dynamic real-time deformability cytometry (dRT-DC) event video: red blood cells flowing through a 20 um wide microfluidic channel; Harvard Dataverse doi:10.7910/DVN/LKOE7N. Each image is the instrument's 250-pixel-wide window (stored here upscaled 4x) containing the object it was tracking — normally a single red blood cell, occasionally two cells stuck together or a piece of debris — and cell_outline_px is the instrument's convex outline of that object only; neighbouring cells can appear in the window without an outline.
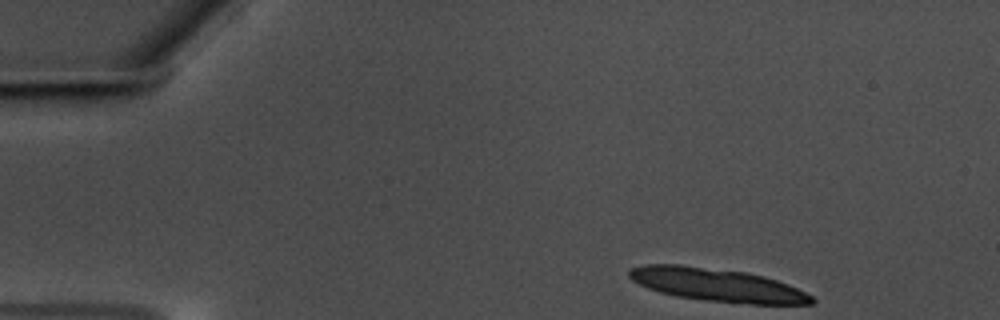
{"species": "common noctule bat (a hibernating species)", "species_latin": "Nyctalus noctula", "temperature_condition": "warm", "stored_images_in_passage": 11, "camera_frame_rate_fps": 3000, "um_per_image_px": 0.085, "animal": {"sex": "male", "body_mass_g": 17.5, "forearm_length_mm": 52.3}, "frame": {"image": 1, "passage_image": 1, "time_ms": 0.0, "image_size_px": [1000, 320], "cell_outline_px": [[816, 300], [812, 304], [752, 304], [708, 300], [676, 296], [660, 292], [648, 288], [632, 280], [628, 276], [628, 268], [644, 264], [680, 264], [748, 272], [764, 276], [788, 284], [812, 296]], "centroid_in_image_um": [60.93, 24.2], "position_along_channel_um": 24.1, "area_um2": 35.2}}